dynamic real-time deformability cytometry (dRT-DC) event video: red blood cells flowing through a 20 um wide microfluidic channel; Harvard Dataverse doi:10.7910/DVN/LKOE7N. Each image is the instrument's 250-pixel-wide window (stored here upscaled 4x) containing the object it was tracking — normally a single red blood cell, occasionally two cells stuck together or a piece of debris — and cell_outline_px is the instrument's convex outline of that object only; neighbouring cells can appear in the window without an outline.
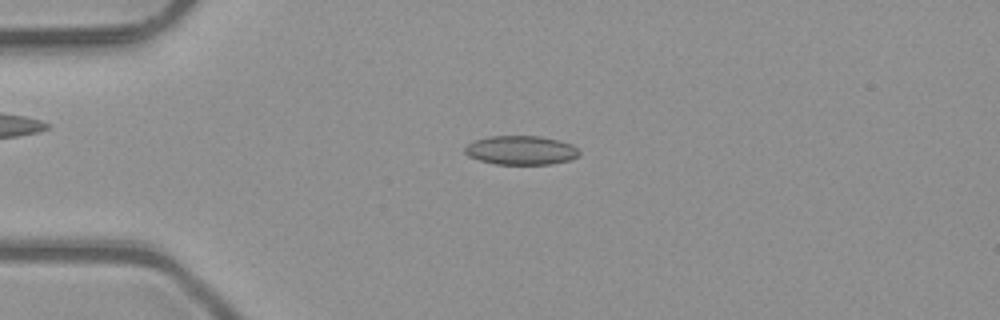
{"species": "common noctule bat (a hibernating species)", "species_latin": "Nyctalus noctula", "temperature_condition": "room temperature", "stored_images_in_passage": 3, "camera_frame_rate_fps": 3000, "um_per_image_px": 0.085, "animal": {"sex": "male", "body_mass_g": 23.1, "forearm_length_mm": 52.7}, "frame": {"image": 1, "passage_image": 1, "time_ms": 0.0, "image_size_px": [1000, 320], "cell_outline_px": [[580, 152], [576, 156], [568, 160], [548, 164], [496, 164], [480, 160], [468, 156], [464, 152], [464, 148], [468, 144], [476, 140], [488, 136], [540, 136], [572, 144]], "centroid_in_image_um": [44.24, 12.76], "position_along_channel_um": 40.8, "area_um2": 19.07}}